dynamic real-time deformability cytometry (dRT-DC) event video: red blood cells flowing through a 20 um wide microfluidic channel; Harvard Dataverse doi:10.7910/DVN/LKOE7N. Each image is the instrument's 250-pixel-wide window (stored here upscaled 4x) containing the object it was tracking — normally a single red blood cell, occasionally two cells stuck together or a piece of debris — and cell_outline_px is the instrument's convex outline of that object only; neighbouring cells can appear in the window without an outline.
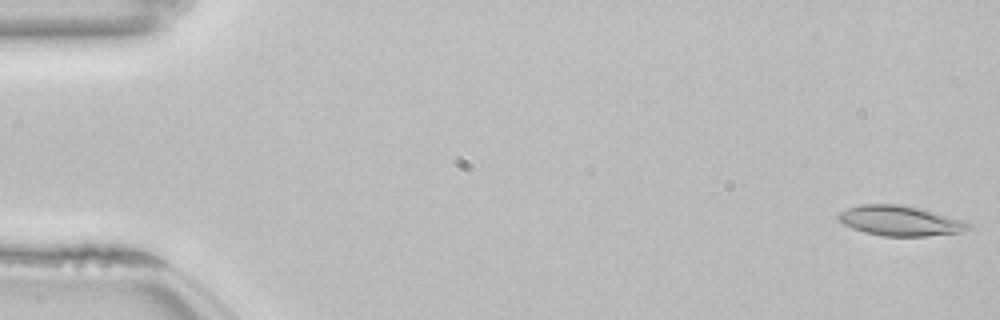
{"species": "common noctule bat (a hibernating species)", "species_latin": "Nyctalus noctula", "temperature_condition": "room temperature", "stored_images_in_passage": 53, "camera_frame_rate_fps": 3000, "um_per_image_px": 0.085, "animal": {"sex": "female", "body_mass_g": 22.7, "forearm_length_mm": 54.2}, "frame": {"image": 1, "passage_image": 1, "time_ms": 0.0, "image_size_px": [1000, 320], "cell_outline_px": [[972, 228], [960, 232], [928, 236], [884, 236], [864, 232], [852, 228], [836, 220], [836, 216], [840, 212], [848, 208], [860, 204], [900, 204], [920, 208], [960, 220], [972, 224]], "centroid_in_image_um": [76.46, 18.76], "position_along_channel_um": 8.5, "area_um2": 22.72}}
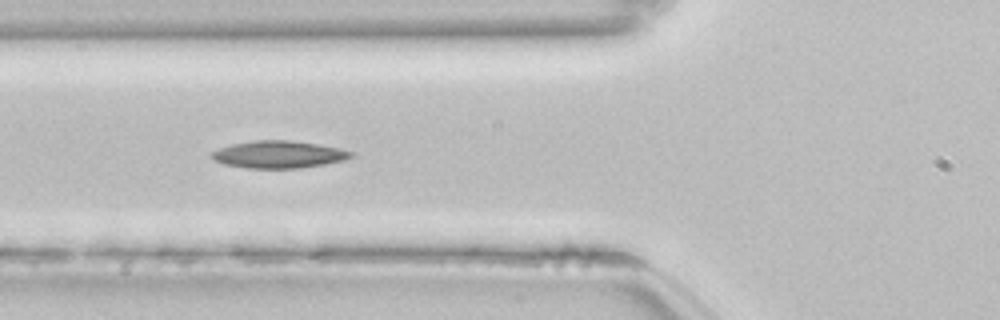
{"frame": {"image": 2, "passage_image": 20, "time_ms": 6.333, "image_size_px": [1000, 320], "cell_outline_px": [[352, 156], [344, 160], [324, 164], [300, 168], [248, 168], [224, 164], [212, 160], [212, 152], [220, 148], [232, 144], [256, 140], [288, 140], [316, 144], [340, 148], [352, 152]], "centroid_in_image_um": [23.67, 13.13], "position_along_channel_um": 102.1, "area_um2": 21.91}}
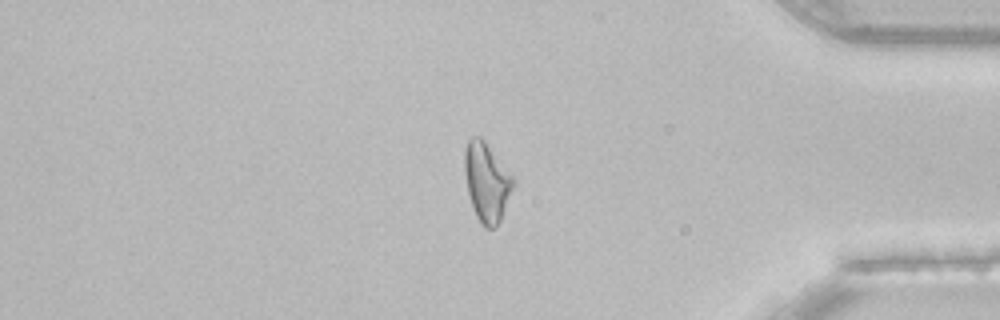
{"frame": {"image": 3, "passage_image": 45, "time_ms": 14.667, "image_size_px": [1000, 320], "cell_outline_px": [[512, 188], [500, 220], [492, 228], [484, 228], [476, 216], [468, 192], [464, 172], [464, 152], [468, 140], [472, 136], [480, 136], [484, 140], [512, 176]], "centroid_in_image_um": [41.32, 15.45], "position_along_channel_um": 393.9, "area_um2": 21.68}, "authors_computed_cell_mechanics": {"area_um2": 21.9062, "velocity_mm_per_s": 3.8402, "shape_relaxation_time_tau1_ms": null, "shape_relaxation_time_tau2_ms": 6.6885, "deformation_change_tau1": null, "deformation_change_tau2": 0.1478}}